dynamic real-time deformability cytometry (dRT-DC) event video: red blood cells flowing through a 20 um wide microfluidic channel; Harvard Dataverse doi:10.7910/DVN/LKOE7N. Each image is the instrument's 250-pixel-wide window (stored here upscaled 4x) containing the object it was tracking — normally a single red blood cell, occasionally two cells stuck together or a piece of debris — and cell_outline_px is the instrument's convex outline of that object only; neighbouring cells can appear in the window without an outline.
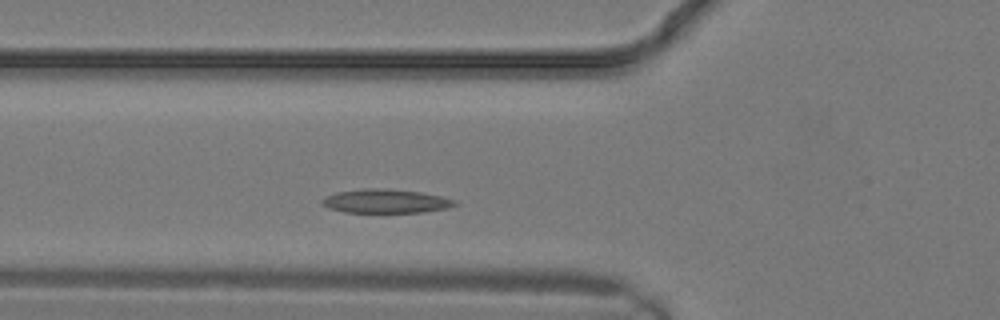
{"species": "common noctule bat (a hibernating species)", "species_latin": "Nyctalus noctula", "temperature_condition": "warm", "stored_images_in_passage": 13, "camera_frame_rate_fps": 3000, "um_per_image_px": 0.085, "animal": {"sex": "male", "body_mass_g": 19.2, "forearm_length_mm": 51.8}, "frame": {"image": 1, "passage_image": 3, "time_ms": 0.667, "image_size_px": [1000, 320], "cell_outline_px": [[456, 204], [448, 208], [420, 212], [344, 212], [328, 208], [320, 204], [320, 200], [336, 192], [364, 188], [384, 188], [420, 192], [440, 196], [456, 200]], "centroid_in_image_um": [32.74, 17.09], "position_along_channel_um": 93.1, "area_um2": 18.38}}
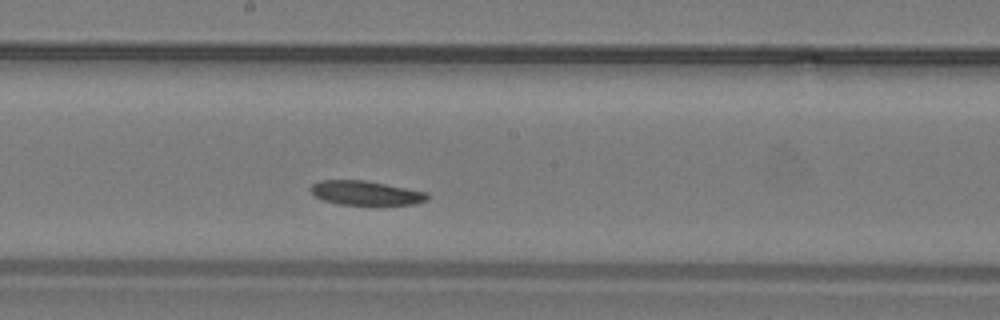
{"frame": {"image": 2, "passage_image": 8, "time_ms": 2.333, "image_size_px": [1000, 320], "cell_outline_px": [[428, 200], [416, 204], [340, 204], [324, 200], [312, 196], [308, 188], [312, 184], [320, 180], [364, 180], [428, 192]], "centroid_in_image_um": [31.05, 16.39], "position_along_channel_um": 217.2, "area_um2": 16.47}}
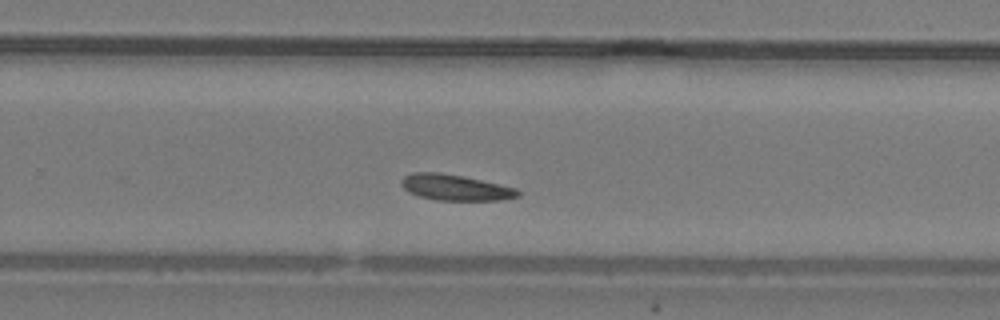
{"frame": {"image": 3, "passage_image": 11, "time_ms": 3.333, "image_size_px": [1000, 320], "cell_outline_px": [[520, 196], [504, 200], [436, 200], [420, 196], [408, 192], [400, 184], [400, 180], [404, 176], [412, 172], [440, 172], [480, 180], [516, 188], [520, 192]], "centroid_in_image_um": [38.67, 15.94], "position_along_channel_um": 291.1, "area_um2": 17.51}}